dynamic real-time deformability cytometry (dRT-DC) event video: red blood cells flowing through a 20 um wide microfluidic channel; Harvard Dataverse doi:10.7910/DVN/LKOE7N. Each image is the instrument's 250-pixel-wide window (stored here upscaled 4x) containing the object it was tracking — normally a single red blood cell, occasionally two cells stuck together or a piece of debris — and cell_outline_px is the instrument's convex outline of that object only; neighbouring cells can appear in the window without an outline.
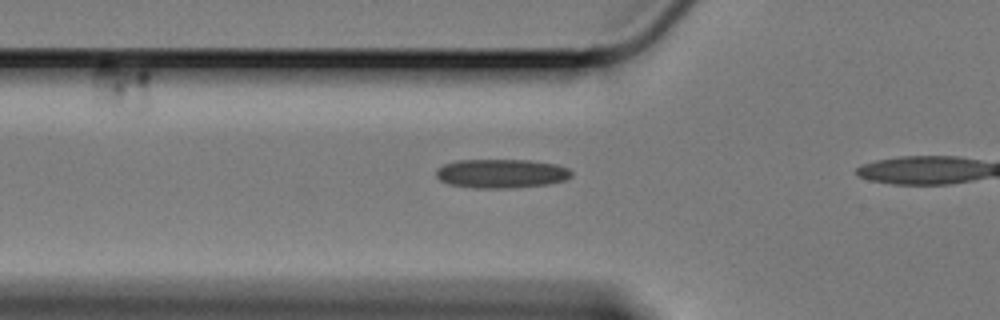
{"species": "Egyptian fruit bat (a non-hibernating species)", "species_latin": "Rousettus aegyptiacus", "temperature_condition": "cold", "stored_images_in_passage": 10, "camera_frame_rate_fps": 3000, "um_per_image_px": 0.085, "animal": {"sex": "female"}, "frame": {"image": 1, "passage_image": 4, "time_ms": 1.0, "image_size_px": [1000, 320], "cell_outline_px": [[572, 176], [564, 180], [548, 184], [512, 188], [472, 188], [448, 184], [440, 180], [436, 176], [436, 168], [444, 164], [456, 160], [528, 160], [556, 164], [568, 168], [572, 172]], "centroid_in_image_um": [42.59, 14.75], "position_along_channel_um": 83.2, "area_um2": 23.0}}
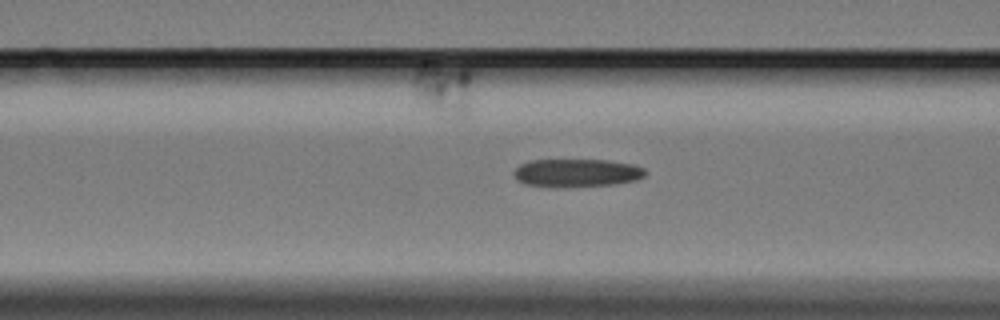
{"frame": {"image": 2, "passage_image": 7, "time_ms": 2.0, "image_size_px": [1000, 320], "cell_outline_px": [[648, 172], [644, 176], [636, 180], [616, 184], [568, 188], [552, 188], [524, 184], [516, 180], [512, 172], [520, 164], [528, 160], [608, 160], [632, 164], [644, 168]], "centroid_in_image_um": [48.99, 14.72], "position_along_channel_um": 117.6, "area_um2": 22.14}}